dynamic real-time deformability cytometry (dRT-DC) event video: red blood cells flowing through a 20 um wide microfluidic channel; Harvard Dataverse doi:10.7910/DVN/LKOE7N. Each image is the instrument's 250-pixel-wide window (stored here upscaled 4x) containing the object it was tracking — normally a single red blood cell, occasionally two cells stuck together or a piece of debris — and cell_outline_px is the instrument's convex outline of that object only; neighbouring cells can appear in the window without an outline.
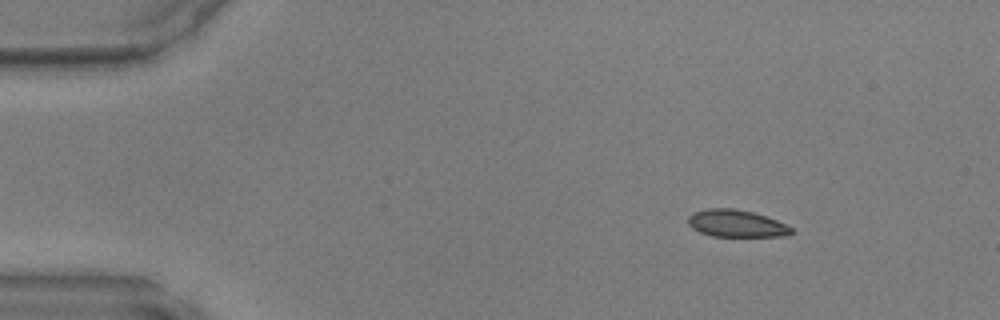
{"species": "common noctule bat (a hibernating species)", "species_latin": "Nyctalus noctula", "temperature_condition": "warm", "stored_images_in_passage": 42, "camera_frame_rate_fps": 3000, "um_per_image_px": 0.085, "animal": {"sex": "male", "body_mass_g": 17.9, "forearm_length_mm": 54.2}, "frame": {"image": 1, "passage_image": 1, "time_ms": 0.0, "image_size_px": [1000, 320], "cell_outline_px": [[796, 232], [788, 236], [712, 236], [700, 232], [692, 228], [688, 224], [688, 216], [692, 212], [708, 208], [732, 208], [752, 212], [776, 220], [792, 228]], "centroid_in_image_um": [62.58, 19.0], "position_along_channel_um": 22.4, "area_um2": 16.36}}
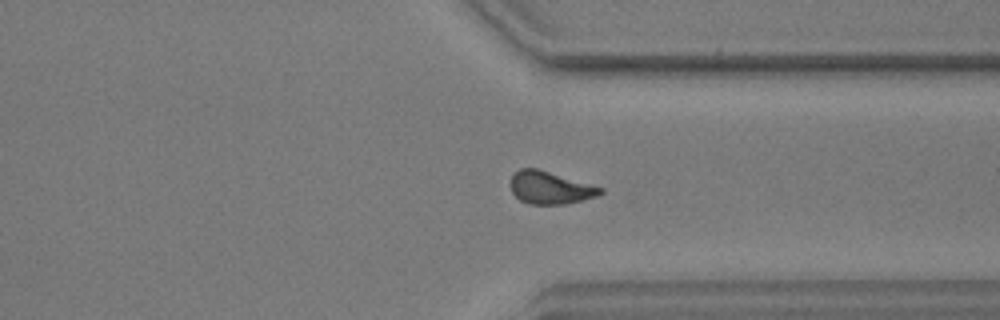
{"frame": {"image": 2, "passage_image": 31, "time_ms": 10.0, "image_size_px": [1000, 320], "cell_outline_px": [[604, 192], [596, 196], [564, 204], [528, 204], [520, 200], [512, 192], [508, 184], [512, 176], [520, 168], [536, 168], [604, 188]], "centroid_in_image_um": [46.72, 15.95], "position_along_channel_um": 364.7, "area_um2": 16.94}}
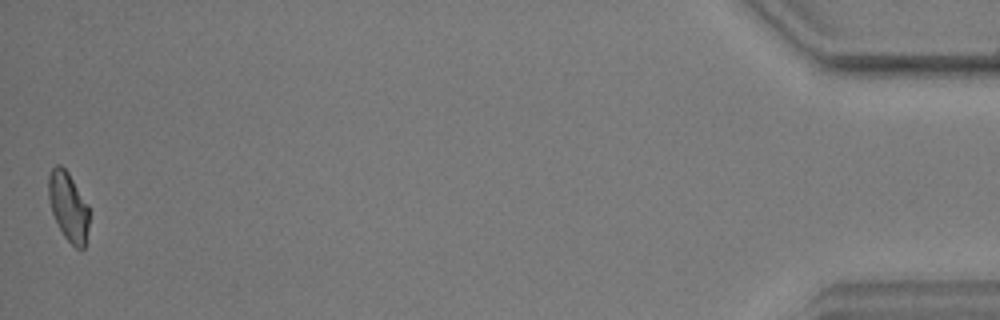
{"frame": {"image": 3, "passage_image": 42, "time_ms": 13.667, "image_size_px": [1000, 320], "cell_outline_px": [[88, 228], [84, 248], [76, 248], [64, 236], [52, 212], [48, 196], [48, 176], [52, 168], [56, 164], [60, 164], [68, 172], [88, 204]], "centroid_in_image_um": [5.8, 17.52], "position_along_channel_um": 429.4, "area_um2": 16.13}}